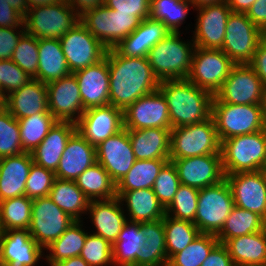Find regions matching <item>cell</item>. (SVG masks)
Instances as JSON below:
<instances>
[{"instance_id":"6da1fadb","label":"cell","mask_w":266,"mask_h":266,"mask_svg":"<svg viewBox=\"0 0 266 266\" xmlns=\"http://www.w3.org/2000/svg\"><path fill=\"white\" fill-rule=\"evenodd\" d=\"M109 104L125 110L138 98L159 88L160 81L152 71L147 57H126L108 49Z\"/></svg>"},{"instance_id":"7a4b0ae2","label":"cell","mask_w":266,"mask_h":266,"mask_svg":"<svg viewBox=\"0 0 266 266\" xmlns=\"http://www.w3.org/2000/svg\"><path fill=\"white\" fill-rule=\"evenodd\" d=\"M158 89L167 101L171 128L196 124L211 117L214 95L187 78L161 81Z\"/></svg>"},{"instance_id":"3957f363","label":"cell","mask_w":266,"mask_h":266,"mask_svg":"<svg viewBox=\"0 0 266 266\" xmlns=\"http://www.w3.org/2000/svg\"><path fill=\"white\" fill-rule=\"evenodd\" d=\"M221 156L225 175L263 170L266 165V128L223 140Z\"/></svg>"},{"instance_id":"277c9868","label":"cell","mask_w":266,"mask_h":266,"mask_svg":"<svg viewBox=\"0 0 266 266\" xmlns=\"http://www.w3.org/2000/svg\"><path fill=\"white\" fill-rule=\"evenodd\" d=\"M179 35L180 32H171L166 38L153 46L148 53V62L160 82L185 79L190 73L193 52L196 46L194 42H183L179 39Z\"/></svg>"},{"instance_id":"5b68a950","label":"cell","mask_w":266,"mask_h":266,"mask_svg":"<svg viewBox=\"0 0 266 266\" xmlns=\"http://www.w3.org/2000/svg\"><path fill=\"white\" fill-rule=\"evenodd\" d=\"M206 154H221V142L212 116L196 124L171 128L170 159Z\"/></svg>"},{"instance_id":"8992f818","label":"cell","mask_w":266,"mask_h":266,"mask_svg":"<svg viewBox=\"0 0 266 266\" xmlns=\"http://www.w3.org/2000/svg\"><path fill=\"white\" fill-rule=\"evenodd\" d=\"M80 21L76 11L61 0L29 8L24 16L25 32L37 39H60Z\"/></svg>"},{"instance_id":"52a82bcc","label":"cell","mask_w":266,"mask_h":266,"mask_svg":"<svg viewBox=\"0 0 266 266\" xmlns=\"http://www.w3.org/2000/svg\"><path fill=\"white\" fill-rule=\"evenodd\" d=\"M234 207L231 187L226 179L199 190L194 224L201 233L217 236Z\"/></svg>"},{"instance_id":"ba28073f","label":"cell","mask_w":266,"mask_h":266,"mask_svg":"<svg viewBox=\"0 0 266 266\" xmlns=\"http://www.w3.org/2000/svg\"><path fill=\"white\" fill-rule=\"evenodd\" d=\"M211 116L220 142L234 136L256 133L265 129L261 104L236 105L212 102Z\"/></svg>"},{"instance_id":"9c48e42d","label":"cell","mask_w":266,"mask_h":266,"mask_svg":"<svg viewBox=\"0 0 266 266\" xmlns=\"http://www.w3.org/2000/svg\"><path fill=\"white\" fill-rule=\"evenodd\" d=\"M80 22L107 49L137 29L142 20L131 14L115 13V10L100 5L80 16Z\"/></svg>"},{"instance_id":"30bf717a","label":"cell","mask_w":266,"mask_h":266,"mask_svg":"<svg viewBox=\"0 0 266 266\" xmlns=\"http://www.w3.org/2000/svg\"><path fill=\"white\" fill-rule=\"evenodd\" d=\"M266 34L245 13L231 12L227 19L222 51L235 64H249Z\"/></svg>"},{"instance_id":"8fae6325","label":"cell","mask_w":266,"mask_h":266,"mask_svg":"<svg viewBox=\"0 0 266 266\" xmlns=\"http://www.w3.org/2000/svg\"><path fill=\"white\" fill-rule=\"evenodd\" d=\"M234 65L235 63L221 49L195 47L187 79L214 95Z\"/></svg>"},{"instance_id":"7c38bea8","label":"cell","mask_w":266,"mask_h":266,"mask_svg":"<svg viewBox=\"0 0 266 266\" xmlns=\"http://www.w3.org/2000/svg\"><path fill=\"white\" fill-rule=\"evenodd\" d=\"M71 73L101 61L107 48L79 21L60 39Z\"/></svg>"},{"instance_id":"4fadbf2b","label":"cell","mask_w":266,"mask_h":266,"mask_svg":"<svg viewBox=\"0 0 266 266\" xmlns=\"http://www.w3.org/2000/svg\"><path fill=\"white\" fill-rule=\"evenodd\" d=\"M264 86L249 64H235L212 102L261 104Z\"/></svg>"},{"instance_id":"5bb4252c","label":"cell","mask_w":266,"mask_h":266,"mask_svg":"<svg viewBox=\"0 0 266 266\" xmlns=\"http://www.w3.org/2000/svg\"><path fill=\"white\" fill-rule=\"evenodd\" d=\"M74 221L48 196L33 199L29 232L42 248L58 239Z\"/></svg>"},{"instance_id":"9a60e30c","label":"cell","mask_w":266,"mask_h":266,"mask_svg":"<svg viewBox=\"0 0 266 266\" xmlns=\"http://www.w3.org/2000/svg\"><path fill=\"white\" fill-rule=\"evenodd\" d=\"M124 128L139 130L145 128L171 129L167 101L158 89L138 98L123 111Z\"/></svg>"},{"instance_id":"2e32d148","label":"cell","mask_w":266,"mask_h":266,"mask_svg":"<svg viewBox=\"0 0 266 266\" xmlns=\"http://www.w3.org/2000/svg\"><path fill=\"white\" fill-rule=\"evenodd\" d=\"M123 128V110L111 104L85 110L76 123L77 132L95 147Z\"/></svg>"},{"instance_id":"e0dca14e","label":"cell","mask_w":266,"mask_h":266,"mask_svg":"<svg viewBox=\"0 0 266 266\" xmlns=\"http://www.w3.org/2000/svg\"><path fill=\"white\" fill-rule=\"evenodd\" d=\"M176 167L182 185L198 190L218 184L225 179L221 154L170 159Z\"/></svg>"},{"instance_id":"ac0fdd59","label":"cell","mask_w":266,"mask_h":266,"mask_svg":"<svg viewBox=\"0 0 266 266\" xmlns=\"http://www.w3.org/2000/svg\"><path fill=\"white\" fill-rule=\"evenodd\" d=\"M46 87L48 110L55 119L76 124L85 110L74 73L50 82Z\"/></svg>"},{"instance_id":"d6986e66","label":"cell","mask_w":266,"mask_h":266,"mask_svg":"<svg viewBox=\"0 0 266 266\" xmlns=\"http://www.w3.org/2000/svg\"><path fill=\"white\" fill-rule=\"evenodd\" d=\"M199 10L193 42L204 49H222L227 19L231 14L227 1L196 7Z\"/></svg>"},{"instance_id":"ffe728a7","label":"cell","mask_w":266,"mask_h":266,"mask_svg":"<svg viewBox=\"0 0 266 266\" xmlns=\"http://www.w3.org/2000/svg\"><path fill=\"white\" fill-rule=\"evenodd\" d=\"M232 194L234 205L266 217V174L257 172H238L225 175Z\"/></svg>"},{"instance_id":"44dd1931","label":"cell","mask_w":266,"mask_h":266,"mask_svg":"<svg viewBox=\"0 0 266 266\" xmlns=\"http://www.w3.org/2000/svg\"><path fill=\"white\" fill-rule=\"evenodd\" d=\"M96 155L112 181L115 184L121 181L136 161L128 129L123 128L96 146Z\"/></svg>"},{"instance_id":"7402d4cb","label":"cell","mask_w":266,"mask_h":266,"mask_svg":"<svg viewBox=\"0 0 266 266\" xmlns=\"http://www.w3.org/2000/svg\"><path fill=\"white\" fill-rule=\"evenodd\" d=\"M74 75L84 110L109 104L108 49L101 61L74 72Z\"/></svg>"},{"instance_id":"603a6c76","label":"cell","mask_w":266,"mask_h":266,"mask_svg":"<svg viewBox=\"0 0 266 266\" xmlns=\"http://www.w3.org/2000/svg\"><path fill=\"white\" fill-rule=\"evenodd\" d=\"M43 248L31 237L29 229H11L3 233L1 266H35Z\"/></svg>"},{"instance_id":"cb8c5ba5","label":"cell","mask_w":266,"mask_h":266,"mask_svg":"<svg viewBox=\"0 0 266 266\" xmlns=\"http://www.w3.org/2000/svg\"><path fill=\"white\" fill-rule=\"evenodd\" d=\"M170 33L171 31L161 21L148 17L113 49L121 56L147 57L150 49Z\"/></svg>"},{"instance_id":"d4e9b609","label":"cell","mask_w":266,"mask_h":266,"mask_svg":"<svg viewBox=\"0 0 266 266\" xmlns=\"http://www.w3.org/2000/svg\"><path fill=\"white\" fill-rule=\"evenodd\" d=\"M3 106L17 120L36 113H51L48 110L46 84L36 79L10 94L6 93Z\"/></svg>"},{"instance_id":"484cf974","label":"cell","mask_w":266,"mask_h":266,"mask_svg":"<svg viewBox=\"0 0 266 266\" xmlns=\"http://www.w3.org/2000/svg\"><path fill=\"white\" fill-rule=\"evenodd\" d=\"M96 162V147L89 144L76 131L67 142L55 177L75 181L79 175Z\"/></svg>"},{"instance_id":"4316f807","label":"cell","mask_w":266,"mask_h":266,"mask_svg":"<svg viewBox=\"0 0 266 266\" xmlns=\"http://www.w3.org/2000/svg\"><path fill=\"white\" fill-rule=\"evenodd\" d=\"M76 131L75 123L57 121L31 152L33 162L55 173L67 142Z\"/></svg>"},{"instance_id":"83f0119b","label":"cell","mask_w":266,"mask_h":266,"mask_svg":"<svg viewBox=\"0 0 266 266\" xmlns=\"http://www.w3.org/2000/svg\"><path fill=\"white\" fill-rule=\"evenodd\" d=\"M120 204L122 203L117 196L107 200H93L89 202L87 211L90 212L92 224H94L97 230L93 234L101 236L110 244L116 241L128 220Z\"/></svg>"},{"instance_id":"f1b7e54d","label":"cell","mask_w":266,"mask_h":266,"mask_svg":"<svg viewBox=\"0 0 266 266\" xmlns=\"http://www.w3.org/2000/svg\"><path fill=\"white\" fill-rule=\"evenodd\" d=\"M33 163L29 152L0 159V201L25 195L26 180Z\"/></svg>"},{"instance_id":"f546056e","label":"cell","mask_w":266,"mask_h":266,"mask_svg":"<svg viewBox=\"0 0 266 266\" xmlns=\"http://www.w3.org/2000/svg\"><path fill=\"white\" fill-rule=\"evenodd\" d=\"M170 131L165 128L128 130L136 160L170 159Z\"/></svg>"},{"instance_id":"4dcf8cb0","label":"cell","mask_w":266,"mask_h":266,"mask_svg":"<svg viewBox=\"0 0 266 266\" xmlns=\"http://www.w3.org/2000/svg\"><path fill=\"white\" fill-rule=\"evenodd\" d=\"M234 266H266V231L237 236L224 243Z\"/></svg>"},{"instance_id":"1f68e13d","label":"cell","mask_w":266,"mask_h":266,"mask_svg":"<svg viewBox=\"0 0 266 266\" xmlns=\"http://www.w3.org/2000/svg\"><path fill=\"white\" fill-rule=\"evenodd\" d=\"M38 52V70L33 79L48 84L71 73L59 39H38Z\"/></svg>"},{"instance_id":"d6a6232c","label":"cell","mask_w":266,"mask_h":266,"mask_svg":"<svg viewBox=\"0 0 266 266\" xmlns=\"http://www.w3.org/2000/svg\"><path fill=\"white\" fill-rule=\"evenodd\" d=\"M116 195L121 202L127 203L131 221H155L163 219L166 214V209L159 202L153 189L116 191Z\"/></svg>"},{"instance_id":"836d02e7","label":"cell","mask_w":266,"mask_h":266,"mask_svg":"<svg viewBox=\"0 0 266 266\" xmlns=\"http://www.w3.org/2000/svg\"><path fill=\"white\" fill-rule=\"evenodd\" d=\"M141 222L127 220L112 244V259L114 265L138 266V254L146 241V236L140 229Z\"/></svg>"},{"instance_id":"e575fe53","label":"cell","mask_w":266,"mask_h":266,"mask_svg":"<svg viewBox=\"0 0 266 266\" xmlns=\"http://www.w3.org/2000/svg\"><path fill=\"white\" fill-rule=\"evenodd\" d=\"M48 197L74 220L88 210L90 200L78 188L75 181L56 178Z\"/></svg>"},{"instance_id":"d590c367","label":"cell","mask_w":266,"mask_h":266,"mask_svg":"<svg viewBox=\"0 0 266 266\" xmlns=\"http://www.w3.org/2000/svg\"><path fill=\"white\" fill-rule=\"evenodd\" d=\"M75 183L90 201L107 200L117 196L116 184L98 162L79 175Z\"/></svg>"},{"instance_id":"8d00e7d4","label":"cell","mask_w":266,"mask_h":266,"mask_svg":"<svg viewBox=\"0 0 266 266\" xmlns=\"http://www.w3.org/2000/svg\"><path fill=\"white\" fill-rule=\"evenodd\" d=\"M80 222L81 220H75L58 239L46 247L50 251L49 256H46L49 265L80 256L87 237Z\"/></svg>"},{"instance_id":"74e56055","label":"cell","mask_w":266,"mask_h":266,"mask_svg":"<svg viewBox=\"0 0 266 266\" xmlns=\"http://www.w3.org/2000/svg\"><path fill=\"white\" fill-rule=\"evenodd\" d=\"M169 160H136L125 177L116 184V191L152 189L160 169Z\"/></svg>"},{"instance_id":"f35d334b","label":"cell","mask_w":266,"mask_h":266,"mask_svg":"<svg viewBox=\"0 0 266 266\" xmlns=\"http://www.w3.org/2000/svg\"><path fill=\"white\" fill-rule=\"evenodd\" d=\"M263 229L264 219L261 216L234 205L216 237L220 243H224L228 239L259 232Z\"/></svg>"},{"instance_id":"ab89813d","label":"cell","mask_w":266,"mask_h":266,"mask_svg":"<svg viewBox=\"0 0 266 266\" xmlns=\"http://www.w3.org/2000/svg\"><path fill=\"white\" fill-rule=\"evenodd\" d=\"M56 122L52 113H36L18 119L23 151L31 153L47 136Z\"/></svg>"},{"instance_id":"60d3db41","label":"cell","mask_w":266,"mask_h":266,"mask_svg":"<svg viewBox=\"0 0 266 266\" xmlns=\"http://www.w3.org/2000/svg\"><path fill=\"white\" fill-rule=\"evenodd\" d=\"M33 199L26 195L0 201V227L11 229H29Z\"/></svg>"},{"instance_id":"b9f144b4","label":"cell","mask_w":266,"mask_h":266,"mask_svg":"<svg viewBox=\"0 0 266 266\" xmlns=\"http://www.w3.org/2000/svg\"><path fill=\"white\" fill-rule=\"evenodd\" d=\"M163 227L168 260L188 246L201 232L189 221L174 219L164 215Z\"/></svg>"},{"instance_id":"7bdbcfd3","label":"cell","mask_w":266,"mask_h":266,"mask_svg":"<svg viewBox=\"0 0 266 266\" xmlns=\"http://www.w3.org/2000/svg\"><path fill=\"white\" fill-rule=\"evenodd\" d=\"M189 0H150V18L161 21L172 33L179 32V26L189 12Z\"/></svg>"},{"instance_id":"ee69618b","label":"cell","mask_w":266,"mask_h":266,"mask_svg":"<svg viewBox=\"0 0 266 266\" xmlns=\"http://www.w3.org/2000/svg\"><path fill=\"white\" fill-rule=\"evenodd\" d=\"M218 242L215 235L200 233L182 251L175 253L167 266H201Z\"/></svg>"},{"instance_id":"f6af8a7d","label":"cell","mask_w":266,"mask_h":266,"mask_svg":"<svg viewBox=\"0 0 266 266\" xmlns=\"http://www.w3.org/2000/svg\"><path fill=\"white\" fill-rule=\"evenodd\" d=\"M24 153L18 120L0 105V159Z\"/></svg>"},{"instance_id":"bcb514c9","label":"cell","mask_w":266,"mask_h":266,"mask_svg":"<svg viewBox=\"0 0 266 266\" xmlns=\"http://www.w3.org/2000/svg\"><path fill=\"white\" fill-rule=\"evenodd\" d=\"M198 193V189L181 184L173 201L166 208V215L194 223L198 207Z\"/></svg>"},{"instance_id":"7dc6e473","label":"cell","mask_w":266,"mask_h":266,"mask_svg":"<svg viewBox=\"0 0 266 266\" xmlns=\"http://www.w3.org/2000/svg\"><path fill=\"white\" fill-rule=\"evenodd\" d=\"M38 56V39L25 32L15 47L11 60L34 78L38 70Z\"/></svg>"},{"instance_id":"c3c4849f","label":"cell","mask_w":266,"mask_h":266,"mask_svg":"<svg viewBox=\"0 0 266 266\" xmlns=\"http://www.w3.org/2000/svg\"><path fill=\"white\" fill-rule=\"evenodd\" d=\"M181 185L176 167L172 161H167L160 169L154 182L153 191L159 202L166 209L173 201L174 196Z\"/></svg>"},{"instance_id":"681fc988","label":"cell","mask_w":266,"mask_h":266,"mask_svg":"<svg viewBox=\"0 0 266 266\" xmlns=\"http://www.w3.org/2000/svg\"><path fill=\"white\" fill-rule=\"evenodd\" d=\"M80 256L89 266L113 264L112 244L101 236L87 233Z\"/></svg>"},{"instance_id":"f907efd6","label":"cell","mask_w":266,"mask_h":266,"mask_svg":"<svg viewBox=\"0 0 266 266\" xmlns=\"http://www.w3.org/2000/svg\"><path fill=\"white\" fill-rule=\"evenodd\" d=\"M55 179L53 171L33 163L26 180L25 195L30 199L47 197Z\"/></svg>"},{"instance_id":"816d5d0a","label":"cell","mask_w":266,"mask_h":266,"mask_svg":"<svg viewBox=\"0 0 266 266\" xmlns=\"http://www.w3.org/2000/svg\"><path fill=\"white\" fill-rule=\"evenodd\" d=\"M32 79L11 59L0 60V94L3 98L6 97L5 92L10 94Z\"/></svg>"},{"instance_id":"f5cc1de1","label":"cell","mask_w":266,"mask_h":266,"mask_svg":"<svg viewBox=\"0 0 266 266\" xmlns=\"http://www.w3.org/2000/svg\"><path fill=\"white\" fill-rule=\"evenodd\" d=\"M104 5L115 13L131 14L141 20L150 15V0H105Z\"/></svg>"},{"instance_id":"db71d44e","label":"cell","mask_w":266,"mask_h":266,"mask_svg":"<svg viewBox=\"0 0 266 266\" xmlns=\"http://www.w3.org/2000/svg\"><path fill=\"white\" fill-rule=\"evenodd\" d=\"M140 229L146 236L143 246L166 247L163 219L141 222Z\"/></svg>"},{"instance_id":"11a10c76","label":"cell","mask_w":266,"mask_h":266,"mask_svg":"<svg viewBox=\"0 0 266 266\" xmlns=\"http://www.w3.org/2000/svg\"><path fill=\"white\" fill-rule=\"evenodd\" d=\"M14 31L16 28L13 27L0 28V60L12 58L15 47L25 33V28L22 27V30L17 33Z\"/></svg>"},{"instance_id":"9f6ffc18","label":"cell","mask_w":266,"mask_h":266,"mask_svg":"<svg viewBox=\"0 0 266 266\" xmlns=\"http://www.w3.org/2000/svg\"><path fill=\"white\" fill-rule=\"evenodd\" d=\"M138 254V266H167L166 247L143 246Z\"/></svg>"},{"instance_id":"6f0895ef","label":"cell","mask_w":266,"mask_h":266,"mask_svg":"<svg viewBox=\"0 0 266 266\" xmlns=\"http://www.w3.org/2000/svg\"><path fill=\"white\" fill-rule=\"evenodd\" d=\"M24 17L9 5L8 0H0V28L24 27Z\"/></svg>"},{"instance_id":"680465c9","label":"cell","mask_w":266,"mask_h":266,"mask_svg":"<svg viewBox=\"0 0 266 266\" xmlns=\"http://www.w3.org/2000/svg\"><path fill=\"white\" fill-rule=\"evenodd\" d=\"M201 266H234V264L225 245L218 242Z\"/></svg>"},{"instance_id":"91938a15","label":"cell","mask_w":266,"mask_h":266,"mask_svg":"<svg viewBox=\"0 0 266 266\" xmlns=\"http://www.w3.org/2000/svg\"><path fill=\"white\" fill-rule=\"evenodd\" d=\"M249 65L261 79L264 88H266V36L259 42Z\"/></svg>"},{"instance_id":"94428289","label":"cell","mask_w":266,"mask_h":266,"mask_svg":"<svg viewBox=\"0 0 266 266\" xmlns=\"http://www.w3.org/2000/svg\"><path fill=\"white\" fill-rule=\"evenodd\" d=\"M245 14L266 34V0H256Z\"/></svg>"},{"instance_id":"6125c7cd","label":"cell","mask_w":266,"mask_h":266,"mask_svg":"<svg viewBox=\"0 0 266 266\" xmlns=\"http://www.w3.org/2000/svg\"><path fill=\"white\" fill-rule=\"evenodd\" d=\"M66 1L76 11V14L79 17L88 10H92L100 5H104L105 2V0H66Z\"/></svg>"},{"instance_id":"be15d7a7","label":"cell","mask_w":266,"mask_h":266,"mask_svg":"<svg viewBox=\"0 0 266 266\" xmlns=\"http://www.w3.org/2000/svg\"><path fill=\"white\" fill-rule=\"evenodd\" d=\"M229 8L234 13H246L256 0H226Z\"/></svg>"},{"instance_id":"e7e4bbea","label":"cell","mask_w":266,"mask_h":266,"mask_svg":"<svg viewBox=\"0 0 266 266\" xmlns=\"http://www.w3.org/2000/svg\"><path fill=\"white\" fill-rule=\"evenodd\" d=\"M53 266H89L81 256H75L69 259H65L59 261L58 263L54 264Z\"/></svg>"},{"instance_id":"03108f58","label":"cell","mask_w":266,"mask_h":266,"mask_svg":"<svg viewBox=\"0 0 266 266\" xmlns=\"http://www.w3.org/2000/svg\"><path fill=\"white\" fill-rule=\"evenodd\" d=\"M9 5L18 11L23 17L28 11V6L26 0H8Z\"/></svg>"},{"instance_id":"003e7915","label":"cell","mask_w":266,"mask_h":266,"mask_svg":"<svg viewBox=\"0 0 266 266\" xmlns=\"http://www.w3.org/2000/svg\"><path fill=\"white\" fill-rule=\"evenodd\" d=\"M61 0H26L28 9L36 6L49 5L52 3H58Z\"/></svg>"},{"instance_id":"a7ac6f4b","label":"cell","mask_w":266,"mask_h":266,"mask_svg":"<svg viewBox=\"0 0 266 266\" xmlns=\"http://www.w3.org/2000/svg\"><path fill=\"white\" fill-rule=\"evenodd\" d=\"M195 8L198 6L221 2L223 0H189Z\"/></svg>"},{"instance_id":"89a4df30","label":"cell","mask_w":266,"mask_h":266,"mask_svg":"<svg viewBox=\"0 0 266 266\" xmlns=\"http://www.w3.org/2000/svg\"><path fill=\"white\" fill-rule=\"evenodd\" d=\"M261 107H262L263 123H264V126L266 128V88H264V91H263V97H262Z\"/></svg>"},{"instance_id":"2644e50d","label":"cell","mask_w":266,"mask_h":266,"mask_svg":"<svg viewBox=\"0 0 266 266\" xmlns=\"http://www.w3.org/2000/svg\"><path fill=\"white\" fill-rule=\"evenodd\" d=\"M3 233L4 230L0 227V266H1V249H2Z\"/></svg>"},{"instance_id":"8c879c8a","label":"cell","mask_w":266,"mask_h":266,"mask_svg":"<svg viewBox=\"0 0 266 266\" xmlns=\"http://www.w3.org/2000/svg\"><path fill=\"white\" fill-rule=\"evenodd\" d=\"M3 102H4V98L0 94V105H3Z\"/></svg>"},{"instance_id":"753ad0ef","label":"cell","mask_w":266,"mask_h":266,"mask_svg":"<svg viewBox=\"0 0 266 266\" xmlns=\"http://www.w3.org/2000/svg\"><path fill=\"white\" fill-rule=\"evenodd\" d=\"M264 230L266 231V217L264 218Z\"/></svg>"},{"instance_id":"34e18365","label":"cell","mask_w":266,"mask_h":266,"mask_svg":"<svg viewBox=\"0 0 266 266\" xmlns=\"http://www.w3.org/2000/svg\"><path fill=\"white\" fill-rule=\"evenodd\" d=\"M263 171H264V173L266 174V165H265V167H264Z\"/></svg>"}]
</instances>
